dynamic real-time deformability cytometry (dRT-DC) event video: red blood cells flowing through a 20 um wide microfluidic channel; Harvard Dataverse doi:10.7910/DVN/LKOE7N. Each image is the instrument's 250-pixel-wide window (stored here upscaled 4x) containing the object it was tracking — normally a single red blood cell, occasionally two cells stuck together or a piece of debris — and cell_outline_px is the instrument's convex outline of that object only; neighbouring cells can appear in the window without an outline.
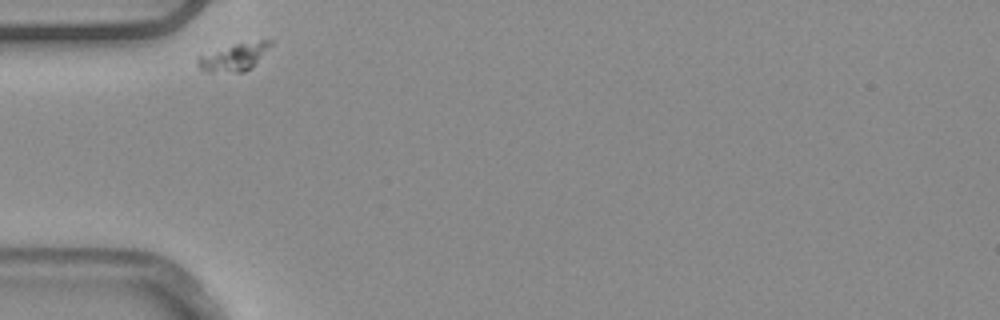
{"species": "common noctule bat (a hibernating species)", "species_latin": "Nyctalus noctula", "temperature_condition": "warm", "stored_images_in_passage": 31, "camera_frame_rate_fps": 3000, "um_per_image_px": 0.085, "animal": {"sex": "male", "body_mass_g": 20.4}, "frame": {"image": 1, "passage_image": 1, "time_ms": 0.0, "image_size_px": [1000, 320], "cell_outline_px": [[272, 44], [252, 68], [244, 72], [212, 72], [200, 68], [196, 64], [196, 56], [236, 44], [260, 40], [272, 40]], "centroid_in_image_um": [19.88, 4.86], "position_along_channel_um": 65.1, "area_um2": 11.56}}
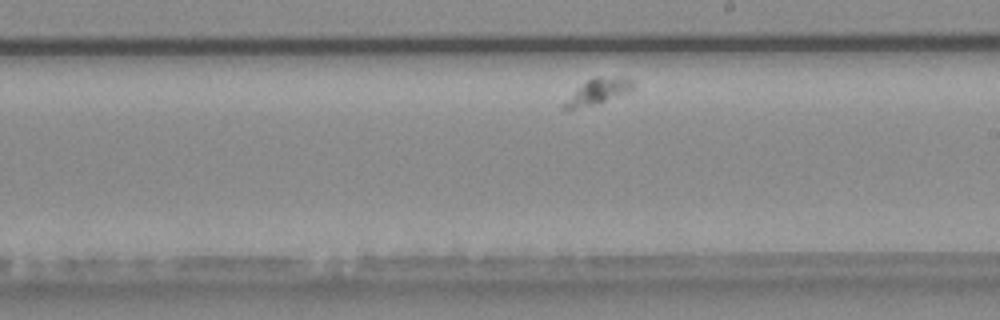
{"frame": {"image": 2, "passage_image": 18, "time_ms": 5.667, "image_size_px": [1000, 320], "cell_outline_px": [[636, 88], [628, 92], [600, 104], [572, 108], [560, 108], [560, 104], [588, 80], [596, 76], [600, 76], [632, 80], [636, 84]], "centroid_in_image_um": [50.85, 7.8], "position_along_channel_um": 238.2, "area_um2": 10.12}}
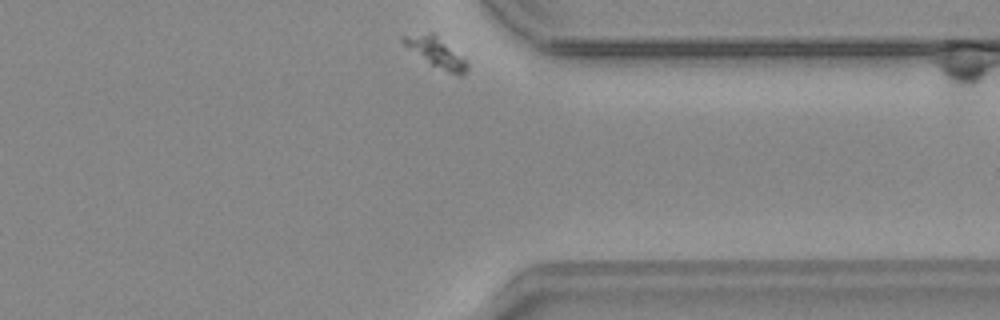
{"frame": {"image": 3, "passage_image": 31, "time_ms": 10.0, "image_size_px": [1000, 320], "cell_outline_px": [[468, 68], [460, 76], [456, 76], [432, 64], [404, 44], [400, 40], [400, 36], [432, 32], [464, 60], [468, 64]], "centroid_in_image_um": [37.05, 4.45], "position_along_channel_um": 374.4, "area_um2": 10.35}}